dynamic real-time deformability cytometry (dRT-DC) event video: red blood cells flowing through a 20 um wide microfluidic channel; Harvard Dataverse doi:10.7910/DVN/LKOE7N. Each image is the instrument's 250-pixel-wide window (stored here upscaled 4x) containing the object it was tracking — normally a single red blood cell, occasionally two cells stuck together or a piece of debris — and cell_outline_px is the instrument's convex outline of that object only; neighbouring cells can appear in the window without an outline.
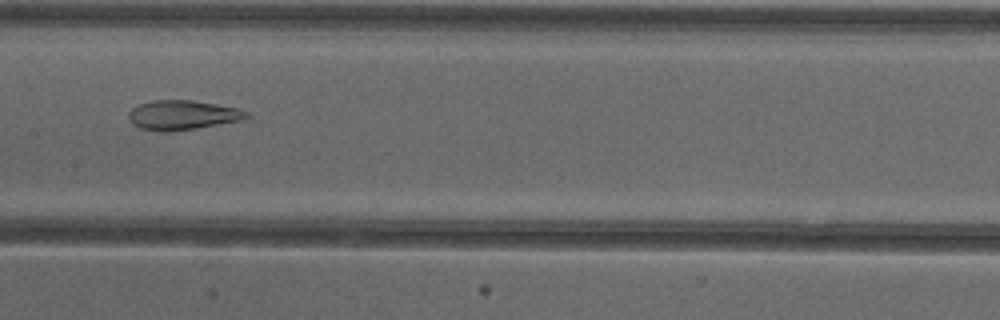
{"species": "common noctule bat (a hibernating species)", "species_latin": "Nyctalus noctula", "temperature_condition": "cold", "stored_images_in_passage": 51, "camera_frame_rate_fps": 3000, "um_per_image_px": 0.085, "animal": {"sex": "female"}, "frame": {"image": 1, "passage_image": 25, "time_ms": 8.0, "image_size_px": [1000, 320], "cell_outline_px": [[252, 116], [240, 120], [196, 128], [168, 132], [164, 132], [140, 128], [132, 124], [128, 116], [128, 112], [136, 104], [152, 100], [192, 100], [216, 104], [236, 108], [248, 112]], "centroid_in_image_um": [15.47, 9.77], "position_along_channel_um": 191.9, "area_um2": 20.29}}
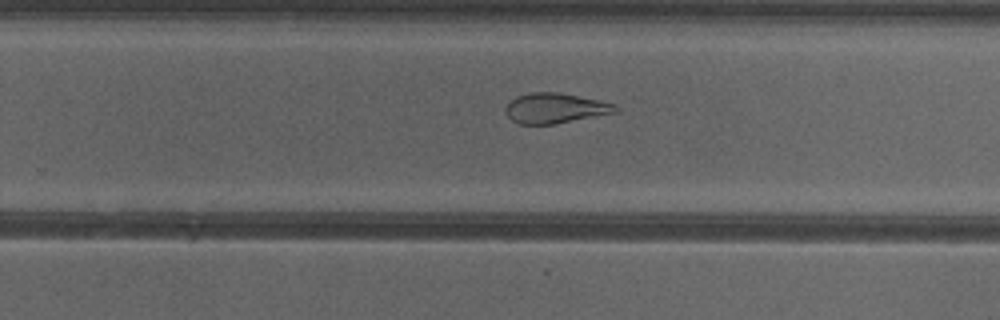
{"frame": {"image": 2, "passage_image": 32, "time_ms": 10.333, "image_size_px": [1000, 320], "cell_outline_px": [[620, 112], [552, 124], [520, 124], [512, 120], [508, 116], [504, 108], [516, 96], [532, 92], [556, 92], [600, 100], [616, 104], [620, 108]], "centroid_in_image_um": [47.24, 9.19], "position_along_channel_um": 282.6, "area_um2": 19.31}}
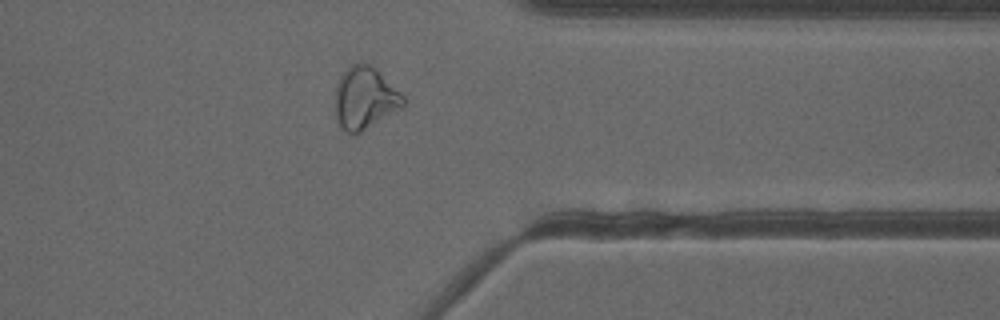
{"frame": {"image": 3, "passage_image": 40, "time_ms": 13.0, "image_size_px": [1000, 320], "cell_outline_px": [[404, 104], [400, 108], [360, 132], [352, 136], [340, 128], [336, 116], [336, 84], [340, 76], [348, 64], [368, 64], [376, 68], [404, 96]], "centroid_in_image_um": [30.98, 8.33], "position_along_channel_um": 380.4, "area_um2": 24.45}, "authors_computed_cell_mechanics": {"area_um2": 26.4146, "velocity_mm_per_s": 3.9127, "shape_relaxation_time_tau1_ms": null, "shape_relaxation_time_tau2_ms": 1.6183, "deformation_change_tau1": null, "deformation_change_tau2": 0.066}}